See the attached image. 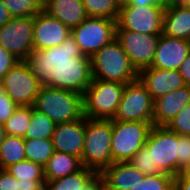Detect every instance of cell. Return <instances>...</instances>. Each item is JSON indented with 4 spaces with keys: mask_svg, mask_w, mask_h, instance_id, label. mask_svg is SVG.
Returning <instances> with one entry per match:
<instances>
[{
    "mask_svg": "<svg viewBox=\"0 0 190 190\" xmlns=\"http://www.w3.org/2000/svg\"><path fill=\"white\" fill-rule=\"evenodd\" d=\"M80 190H104V181L101 173H95Z\"/></svg>",
    "mask_w": 190,
    "mask_h": 190,
    "instance_id": "obj_38",
    "label": "cell"
},
{
    "mask_svg": "<svg viewBox=\"0 0 190 190\" xmlns=\"http://www.w3.org/2000/svg\"><path fill=\"white\" fill-rule=\"evenodd\" d=\"M26 160L35 162L44 167L49 158L54 154L51 139H24Z\"/></svg>",
    "mask_w": 190,
    "mask_h": 190,
    "instance_id": "obj_24",
    "label": "cell"
},
{
    "mask_svg": "<svg viewBox=\"0 0 190 190\" xmlns=\"http://www.w3.org/2000/svg\"><path fill=\"white\" fill-rule=\"evenodd\" d=\"M112 119H90L85 117L82 167L101 173L112 164L111 155Z\"/></svg>",
    "mask_w": 190,
    "mask_h": 190,
    "instance_id": "obj_4",
    "label": "cell"
},
{
    "mask_svg": "<svg viewBox=\"0 0 190 190\" xmlns=\"http://www.w3.org/2000/svg\"><path fill=\"white\" fill-rule=\"evenodd\" d=\"M130 190H174V176L170 174L145 175L144 180Z\"/></svg>",
    "mask_w": 190,
    "mask_h": 190,
    "instance_id": "obj_31",
    "label": "cell"
},
{
    "mask_svg": "<svg viewBox=\"0 0 190 190\" xmlns=\"http://www.w3.org/2000/svg\"><path fill=\"white\" fill-rule=\"evenodd\" d=\"M152 126L148 122L112 119V163L129 162L135 153L146 144Z\"/></svg>",
    "mask_w": 190,
    "mask_h": 190,
    "instance_id": "obj_7",
    "label": "cell"
},
{
    "mask_svg": "<svg viewBox=\"0 0 190 190\" xmlns=\"http://www.w3.org/2000/svg\"><path fill=\"white\" fill-rule=\"evenodd\" d=\"M178 174L190 170V136L178 135Z\"/></svg>",
    "mask_w": 190,
    "mask_h": 190,
    "instance_id": "obj_33",
    "label": "cell"
},
{
    "mask_svg": "<svg viewBox=\"0 0 190 190\" xmlns=\"http://www.w3.org/2000/svg\"><path fill=\"white\" fill-rule=\"evenodd\" d=\"M162 34L183 40H190V9L182 3L166 5L163 16Z\"/></svg>",
    "mask_w": 190,
    "mask_h": 190,
    "instance_id": "obj_20",
    "label": "cell"
},
{
    "mask_svg": "<svg viewBox=\"0 0 190 190\" xmlns=\"http://www.w3.org/2000/svg\"><path fill=\"white\" fill-rule=\"evenodd\" d=\"M12 17L35 16L43 6L38 0H2Z\"/></svg>",
    "mask_w": 190,
    "mask_h": 190,
    "instance_id": "obj_30",
    "label": "cell"
},
{
    "mask_svg": "<svg viewBox=\"0 0 190 190\" xmlns=\"http://www.w3.org/2000/svg\"><path fill=\"white\" fill-rule=\"evenodd\" d=\"M5 137H6V131L4 130L3 125L0 124V146L4 142Z\"/></svg>",
    "mask_w": 190,
    "mask_h": 190,
    "instance_id": "obj_44",
    "label": "cell"
},
{
    "mask_svg": "<svg viewBox=\"0 0 190 190\" xmlns=\"http://www.w3.org/2000/svg\"><path fill=\"white\" fill-rule=\"evenodd\" d=\"M174 190H190V174L188 172L174 177Z\"/></svg>",
    "mask_w": 190,
    "mask_h": 190,
    "instance_id": "obj_39",
    "label": "cell"
},
{
    "mask_svg": "<svg viewBox=\"0 0 190 190\" xmlns=\"http://www.w3.org/2000/svg\"><path fill=\"white\" fill-rule=\"evenodd\" d=\"M131 0H115V3L118 5L119 8L122 6L128 5Z\"/></svg>",
    "mask_w": 190,
    "mask_h": 190,
    "instance_id": "obj_46",
    "label": "cell"
},
{
    "mask_svg": "<svg viewBox=\"0 0 190 190\" xmlns=\"http://www.w3.org/2000/svg\"><path fill=\"white\" fill-rule=\"evenodd\" d=\"M17 107V104L7 95L0 81V124L4 125Z\"/></svg>",
    "mask_w": 190,
    "mask_h": 190,
    "instance_id": "obj_35",
    "label": "cell"
},
{
    "mask_svg": "<svg viewBox=\"0 0 190 190\" xmlns=\"http://www.w3.org/2000/svg\"><path fill=\"white\" fill-rule=\"evenodd\" d=\"M41 85L83 95L92 82L90 58L70 35L62 44L33 50L26 60Z\"/></svg>",
    "mask_w": 190,
    "mask_h": 190,
    "instance_id": "obj_1",
    "label": "cell"
},
{
    "mask_svg": "<svg viewBox=\"0 0 190 190\" xmlns=\"http://www.w3.org/2000/svg\"><path fill=\"white\" fill-rule=\"evenodd\" d=\"M179 74L183 77L186 86H190V53L187 55L185 61L180 65Z\"/></svg>",
    "mask_w": 190,
    "mask_h": 190,
    "instance_id": "obj_40",
    "label": "cell"
},
{
    "mask_svg": "<svg viewBox=\"0 0 190 190\" xmlns=\"http://www.w3.org/2000/svg\"><path fill=\"white\" fill-rule=\"evenodd\" d=\"M17 106H33L41 84L26 61H20L0 80Z\"/></svg>",
    "mask_w": 190,
    "mask_h": 190,
    "instance_id": "obj_11",
    "label": "cell"
},
{
    "mask_svg": "<svg viewBox=\"0 0 190 190\" xmlns=\"http://www.w3.org/2000/svg\"><path fill=\"white\" fill-rule=\"evenodd\" d=\"M159 38L160 34L124 30L116 24V39L138 72L151 66Z\"/></svg>",
    "mask_w": 190,
    "mask_h": 190,
    "instance_id": "obj_13",
    "label": "cell"
},
{
    "mask_svg": "<svg viewBox=\"0 0 190 190\" xmlns=\"http://www.w3.org/2000/svg\"><path fill=\"white\" fill-rule=\"evenodd\" d=\"M129 162L144 175H152L151 149L146 144L135 153Z\"/></svg>",
    "mask_w": 190,
    "mask_h": 190,
    "instance_id": "obj_34",
    "label": "cell"
},
{
    "mask_svg": "<svg viewBox=\"0 0 190 190\" xmlns=\"http://www.w3.org/2000/svg\"><path fill=\"white\" fill-rule=\"evenodd\" d=\"M0 46L19 61H26L33 51V16L12 17L1 26Z\"/></svg>",
    "mask_w": 190,
    "mask_h": 190,
    "instance_id": "obj_12",
    "label": "cell"
},
{
    "mask_svg": "<svg viewBox=\"0 0 190 190\" xmlns=\"http://www.w3.org/2000/svg\"><path fill=\"white\" fill-rule=\"evenodd\" d=\"M45 185L46 182H19L18 179V190H41Z\"/></svg>",
    "mask_w": 190,
    "mask_h": 190,
    "instance_id": "obj_41",
    "label": "cell"
},
{
    "mask_svg": "<svg viewBox=\"0 0 190 190\" xmlns=\"http://www.w3.org/2000/svg\"><path fill=\"white\" fill-rule=\"evenodd\" d=\"M190 102V86L169 92L154 100L153 125L166 126Z\"/></svg>",
    "mask_w": 190,
    "mask_h": 190,
    "instance_id": "obj_18",
    "label": "cell"
},
{
    "mask_svg": "<svg viewBox=\"0 0 190 190\" xmlns=\"http://www.w3.org/2000/svg\"><path fill=\"white\" fill-rule=\"evenodd\" d=\"M71 30L43 9L33 16V50H45L62 44Z\"/></svg>",
    "mask_w": 190,
    "mask_h": 190,
    "instance_id": "obj_14",
    "label": "cell"
},
{
    "mask_svg": "<svg viewBox=\"0 0 190 190\" xmlns=\"http://www.w3.org/2000/svg\"><path fill=\"white\" fill-rule=\"evenodd\" d=\"M88 17H104L117 20L120 8L115 0H82Z\"/></svg>",
    "mask_w": 190,
    "mask_h": 190,
    "instance_id": "obj_29",
    "label": "cell"
},
{
    "mask_svg": "<svg viewBox=\"0 0 190 190\" xmlns=\"http://www.w3.org/2000/svg\"><path fill=\"white\" fill-rule=\"evenodd\" d=\"M104 181V190H130L145 175L130 162L112 163L101 172Z\"/></svg>",
    "mask_w": 190,
    "mask_h": 190,
    "instance_id": "obj_19",
    "label": "cell"
},
{
    "mask_svg": "<svg viewBox=\"0 0 190 190\" xmlns=\"http://www.w3.org/2000/svg\"><path fill=\"white\" fill-rule=\"evenodd\" d=\"M146 145L151 149L152 175H178V134L166 126L153 125L148 133Z\"/></svg>",
    "mask_w": 190,
    "mask_h": 190,
    "instance_id": "obj_6",
    "label": "cell"
},
{
    "mask_svg": "<svg viewBox=\"0 0 190 190\" xmlns=\"http://www.w3.org/2000/svg\"><path fill=\"white\" fill-rule=\"evenodd\" d=\"M71 36L83 55L91 58L97 51L116 38V20L104 17H87L71 29Z\"/></svg>",
    "mask_w": 190,
    "mask_h": 190,
    "instance_id": "obj_8",
    "label": "cell"
},
{
    "mask_svg": "<svg viewBox=\"0 0 190 190\" xmlns=\"http://www.w3.org/2000/svg\"><path fill=\"white\" fill-rule=\"evenodd\" d=\"M185 7L190 9V0H182L181 2Z\"/></svg>",
    "mask_w": 190,
    "mask_h": 190,
    "instance_id": "obj_47",
    "label": "cell"
},
{
    "mask_svg": "<svg viewBox=\"0 0 190 190\" xmlns=\"http://www.w3.org/2000/svg\"><path fill=\"white\" fill-rule=\"evenodd\" d=\"M33 108L44 113L55 124L78 120L83 114V95L41 85Z\"/></svg>",
    "mask_w": 190,
    "mask_h": 190,
    "instance_id": "obj_3",
    "label": "cell"
},
{
    "mask_svg": "<svg viewBox=\"0 0 190 190\" xmlns=\"http://www.w3.org/2000/svg\"><path fill=\"white\" fill-rule=\"evenodd\" d=\"M55 125L44 113L35 110L32 106V119L23 138L51 139Z\"/></svg>",
    "mask_w": 190,
    "mask_h": 190,
    "instance_id": "obj_25",
    "label": "cell"
},
{
    "mask_svg": "<svg viewBox=\"0 0 190 190\" xmlns=\"http://www.w3.org/2000/svg\"><path fill=\"white\" fill-rule=\"evenodd\" d=\"M189 53L190 43L188 40L168 37L161 33L150 67L178 70Z\"/></svg>",
    "mask_w": 190,
    "mask_h": 190,
    "instance_id": "obj_17",
    "label": "cell"
},
{
    "mask_svg": "<svg viewBox=\"0 0 190 190\" xmlns=\"http://www.w3.org/2000/svg\"><path fill=\"white\" fill-rule=\"evenodd\" d=\"M92 78L128 84L138 79L139 72L131 64L120 42L115 38L91 58Z\"/></svg>",
    "mask_w": 190,
    "mask_h": 190,
    "instance_id": "obj_2",
    "label": "cell"
},
{
    "mask_svg": "<svg viewBox=\"0 0 190 190\" xmlns=\"http://www.w3.org/2000/svg\"><path fill=\"white\" fill-rule=\"evenodd\" d=\"M128 5L148 6V5H164V4H161L160 0H131Z\"/></svg>",
    "mask_w": 190,
    "mask_h": 190,
    "instance_id": "obj_43",
    "label": "cell"
},
{
    "mask_svg": "<svg viewBox=\"0 0 190 190\" xmlns=\"http://www.w3.org/2000/svg\"><path fill=\"white\" fill-rule=\"evenodd\" d=\"M85 137V116L82 118L55 125L52 134L54 150L71 154L81 160Z\"/></svg>",
    "mask_w": 190,
    "mask_h": 190,
    "instance_id": "obj_15",
    "label": "cell"
},
{
    "mask_svg": "<svg viewBox=\"0 0 190 190\" xmlns=\"http://www.w3.org/2000/svg\"><path fill=\"white\" fill-rule=\"evenodd\" d=\"M48 0H38V2L43 6Z\"/></svg>",
    "mask_w": 190,
    "mask_h": 190,
    "instance_id": "obj_48",
    "label": "cell"
},
{
    "mask_svg": "<svg viewBox=\"0 0 190 190\" xmlns=\"http://www.w3.org/2000/svg\"><path fill=\"white\" fill-rule=\"evenodd\" d=\"M82 168L78 157L64 152L54 151L44 169L45 181H54L73 174Z\"/></svg>",
    "mask_w": 190,
    "mask_h": 190,
    "instance_id": "obj_22",
    "label": "cell"
},
{
    "mask_svg": "<svg viewBox=\"0 0 190 190\" xmlns=\"http://www.w3.org/2000/svg\"><path fill=\"white\" fill-rule=\"evenodd\" d=\"M138 79L146 87L153 100L186 86L178 70L147 67L139 71Z\"/></svg>",
    "mask_w": 190,
    "mask_h": 190,
    "instance_id": "obj_16",
    "label": "cell"
},
{
    "mask_svg": "<svg viewBox=\"0 0 190 190\" xmlns=\"http://www.w3.org/2000/svg\"><path fill=\"white\" fill-rule=\"evenodd\" d=\"M24 138L6 135L0 146V169H6L12 164L26 160Z\"/></svg>",
    "mask_w": 190,
    "mask_h": 190,
    "instance_id": "obj_23",
    "label": "cell"
},
{
    "mask_svg": "<svg viewBox=\"0 0 190 190\" xmlns=\"http://www.w3.org/2000/svg\"><path fill=\"white\" fill-rule=\"evenodd\" d=\"M166 127L178 135L190 136V102L166 125Z\"/></svg>",
    "mask_w": 190,
    "mask_h": 190,
    "instance_id": "obj_32",
    "label": "cell"
},
{
    "mask_svg": "<svg viewBox=\"0 0 190 190\" xmlns=\"http://www.w3.org/2000/svg\"><path fill=\"white\" fill-rule=\"evenodd\" d=\"M6 170L19 179V182H46L43 167L30 160L12 164Z\"/></svg>",
    "mask_w": 190,
    "mask_h": 190,
    "instance_id": "obj_27",
    "label": "cell"
},
{
    "mask_svg": "<svg viewBox=\"0 0 190 190\" xmlns=\"http://www.w3.org/2000/svg\"><path fill=\"white\" fill-rule=\"evenodd\" d=\"M182 0H160L161 4L169 5V4H176V3H181Z\"/></svg>",
    "mask_w": 190,
    "mask_h": 190,
    "instance_id": "obj_45",
    "label": "cell"
},
{
    "mask_svg": "<svg viewBox=\"0 0 190 190\" xmlns=\"http://www.w3.org/2000/svg\"><path fill=\"white\" fill-rule=\"evenodd\" d=\"M11 18L12 16L7 10L6 5L0 0V27L5 25Z\"/></svg>",
    "mask_w": 190,
    "mask_h": 190,
    "instance_id": "obj_42",
    "label": "cell"
},
{
    "mask_svg": "<svg viewBox=\"0 0 190 190\" xmlns=\"http://www.w3.org/2000/svg\"><path fill=\"white\" fill-rule=\"evenodd\" d=\"M0 190H18V179L6 169H0Z\"/></svg>",
    "mask_w": 190,
    "mask_h": 190,
    "instance_id": "obj_37",
    "label": "cell"
},
{
    "mask_svg": "<svg viewBox=\"0 0 190 190\" xmlns=\"http://www.w3.org/2000/svg\"><path fill=\"white\" fill-rule=\"evenodd\" d=\"M32 119V106H18L3 125L6 135L24 137Z\"/></svg>",
    "mask_w": 190,
    "mask_h": 190,
    "instance_id": "obj_28",
    "label": "cell"
},
{
    "mask_svg": "<svg viewBox=\"0 0 190 190\" xmlns=\"http://www.w3.org/2000/svg\"><path fill=\"white\" fill-rule=\"evenodd\" d=\"M125 84L92 79L83 94V114L86 118L114 119Z\"/></svg>",
    "mask_w": 190,
    "mask_h": 190,
    "instance_id": "obj_5",
    "label": "cell"
},
{
    "mask_svg": "<svg viewBox=\"0 0 190 190\" xmlns=\"http://www.w3.org/2000/svg\"><path fill=\"white\" fill-rule=\"evenodd\" d=\"M20 61L2 46H0V80Z\"/></svg>",
    "mask_w": 190,
    "mask_h": 190,
    "instance_id": "obj_36",
    "label": "cell"
},
{
    "mask_svg": "<svg viewBox=\"0 0 190 190\" xmlns=\"http://www.w3.org/2000/svg\"><path fill=\"white\" fill-rule=\"evenodd\" d=\"M43 10L60 20L70 30L88 17L82 0H48L43 5Z\"/></svg>",
    "mask_w": 190,
    "mask_h": 190,
    "instance_id": "obj_21",
    "label": "cell"
},
{
    "mask_svg": "<svg viewBox=\"0 0 190 190\" xmlns=\"http://www.w3.org/2000/svg\"><path fill=\"white\" fill-rule=\"evenodd\" d=\"M91 169L82 167L77 172L63 178L47 181L46 190H80L84 184L95 174Z\"/></svg>",
    "mask_w": 190,
    "mask_h": 190,
    "instance_id": "obj_26",
    "label": "cell"
},
{
    "mask_svg": "<svg viewBox=\"0 0 190 190\" xmlns=\"http://www.w3.org/2000/svg\"><path fill=\"white\" fill-rule=\"evenodd\" d=\"M154 100L139 79L125 84L115 117L117 121L148 122L153 125Z\"/></svg>",
    "mask_w": 190,
    "mask_h": 190,
    "instance_id": "obj_9",
    "label": "cell"
},
{
    "mask_svg": "<svg viewBox=\"0 0 190 190\" xmlns=\"http://www.w3.org/2000/svg\"><path fill=\"white\" fill-rule=\"evenodd\" d=\"M165 5H125L119 10L116 24L124 30L143 34H161Z\"/></svg>",
    "mask_w": 190,
    "mask_h": 190,
    "instance_id": "obj_10",
    "label": "cell"
}]
</instances>
